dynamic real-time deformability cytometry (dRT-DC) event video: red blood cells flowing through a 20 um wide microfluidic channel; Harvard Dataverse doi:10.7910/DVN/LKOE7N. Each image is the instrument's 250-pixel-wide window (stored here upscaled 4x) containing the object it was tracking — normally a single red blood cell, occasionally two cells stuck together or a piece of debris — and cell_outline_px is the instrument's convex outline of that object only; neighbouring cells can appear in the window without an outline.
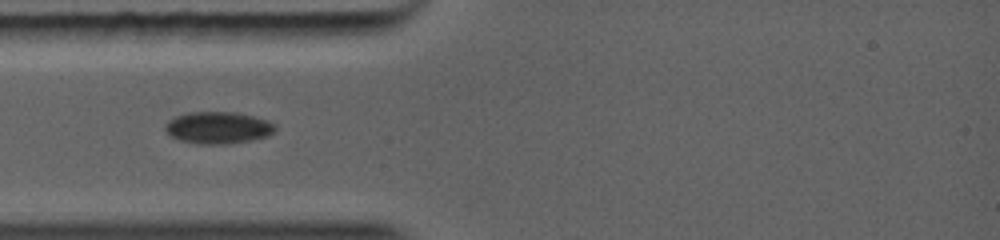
{"species": "common noctule bat (a hibernating species)", "species_latin": "Nyctalus noctula", "temperature_condition": "warm", "stored_images_in_passage": 22, "camera_frame_rate_fps": 5000, "um_per_image_px": 0.085, "animal": {"sex": "female", "body_mass_g": 19.0, "forearm_length_mm": 56.7}, "frame": {"image": 1, "passage_image": 1, "time_ms": 0.0, "image_size_px": [1000, 240], "cell_outline_px": [[276, 128], [268, 136], [252, 140], [224, 144], [196, 144], [180, 140], [172, 136], [164, 128], [168, 120], [176, 116], [188, 112], [236, 112], [268, 120]], "centroid_in_image_um": [18.52, 10.85], "position_along_channel_um": 66.5, "area_um2": 20.35}}
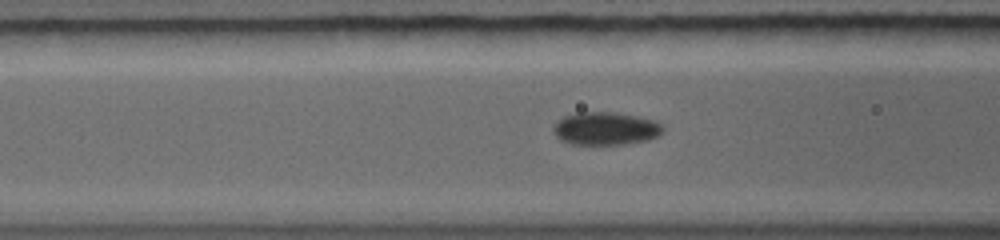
{"frame": {"image": 2, "passage_image": 9, "time_ms": 1.0, "image_size_px": [1000, 240], "cell_outline_px": [[664, 132], [648, 140], [624, 144], [568, 144], [560, 140], [556, 136], [552, 128], [564, 116], [580, 112], [608, 112], [636, 116], [652, 120], [660, 124], [664, 128]], "centroid_in_image_um": [51.46, 10.94], "position_along_channel_um": 115.1, "area_um2": 20.81}}
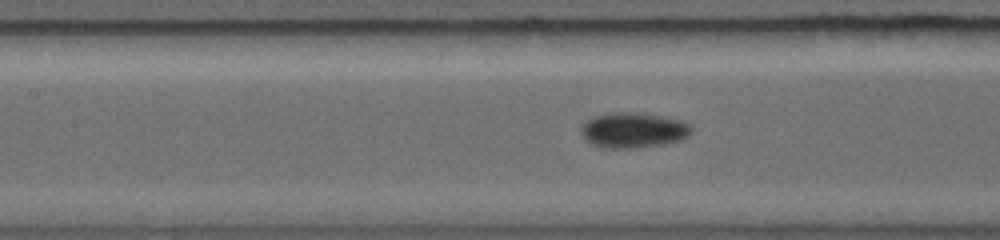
{"frame": {"image": 3, "passage_image": 16, "time_ms": 1.8, "image_size_px": [1000, 240], "cell_outline_px": [[692, 132], [688, 136], [680, 140], [664, 144], [636, 148], [600, 148], [584, 140], [580, 132], [584, 124], [588, 120], [596, 116], [628, 112], [656, 116], [680, 120], [692, 124]], "centroid_in_image_um": [53.84, 11.1], "position_along_channel_um": 153.6, "area_um2": 22.37}}